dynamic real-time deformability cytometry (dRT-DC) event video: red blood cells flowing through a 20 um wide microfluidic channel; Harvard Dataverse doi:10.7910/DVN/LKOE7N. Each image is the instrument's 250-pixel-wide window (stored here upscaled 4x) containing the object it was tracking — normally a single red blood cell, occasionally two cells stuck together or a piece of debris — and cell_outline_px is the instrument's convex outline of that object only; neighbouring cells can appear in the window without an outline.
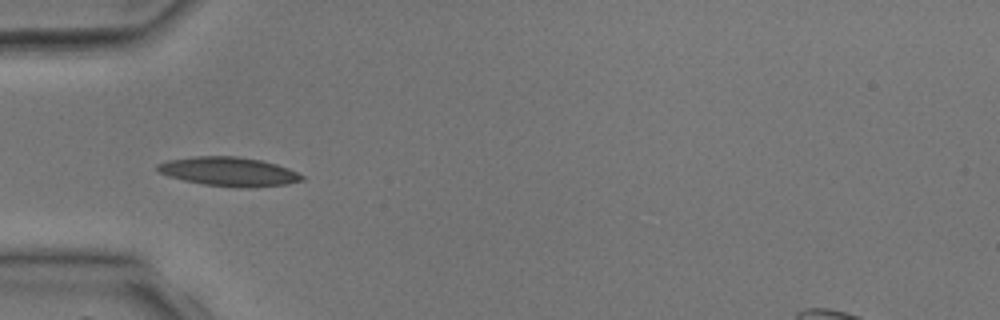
{"species": "common noctule bat (a hibernating species)", "species_latin": "Nyctalus noctula", "temperature_condition": "room temperature", "stored_images_in_passage": 4, "camera_frame_rate_fps": 3000, "um_per_image_px": 0.085, "animal": {"sex": "male", "body_mass_g": 17.9, "forearm_length_mm": 54.2}, "frame": {"image": 1, "passage_image": 3, "time_ms": 2.333, "image_size_px": [1000, 320], "cell_outline_px": [[304, 180], [288, 184], [252, 188], [248, 188], [204, 184], [184, 180], [168, 176], [160, 172], [156, 168], [156, 164], [168, 160], [196, 156], [236, 156], [260, 160], [276, 164], [288, 168], [304, 176]], "centroid_in_image_um": [19.47, 14.59], "position_along_channel_um": 65.5, "area_um2": 24.33}}